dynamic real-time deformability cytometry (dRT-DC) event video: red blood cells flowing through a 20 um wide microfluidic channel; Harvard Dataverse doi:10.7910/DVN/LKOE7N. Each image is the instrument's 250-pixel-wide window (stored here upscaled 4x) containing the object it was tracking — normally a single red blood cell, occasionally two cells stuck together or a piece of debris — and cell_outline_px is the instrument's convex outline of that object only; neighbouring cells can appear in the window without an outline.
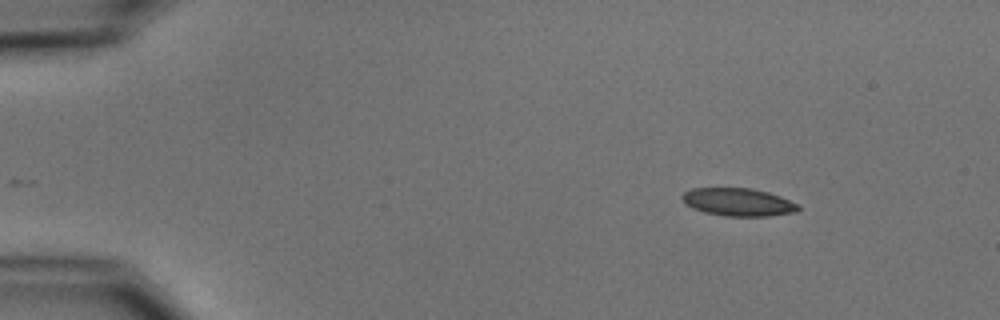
{"species": "common noctule bat (a hibernating species)", "species_latin": "Nyctalus noctula", "temperature_condition": "cold", "stored_images_in_passage": 4, "camera_frame_rate_fps": 3000, "um_per_image_px": 0.085, "animal": {"sex": "male", "body_mass_g": 15.6}, "frame": {"image": 1, "passage_image": 1, "time_ms": 0.0, "image_size_px": [1000, 320], "cell_outline_px": [[800, 208], [796, 212], [768, 216], [724, 216], [704, 212], [692, 208], [680, 196], [684, 192], [692, 188], [752, 188], [768, 192], [780, 196], [800, 204]], "centroid_in_image_um": [62.78, 17.18], "position_along_channel_um": 22.2, "area_um2": 18.9}}
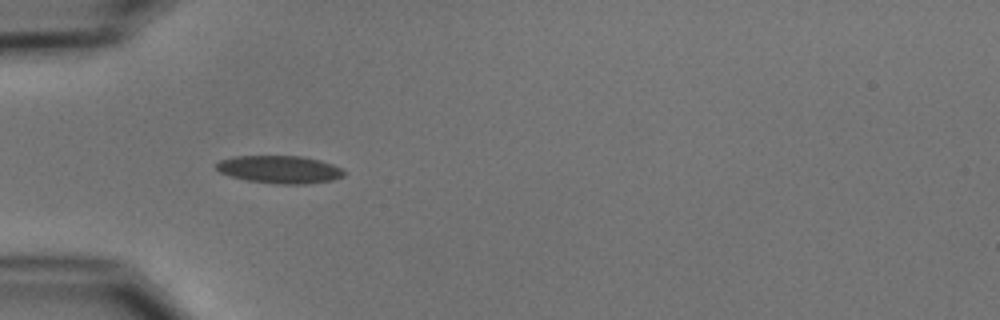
{"frame": {"image": 2, "passage_image": 4, "time_ms": 3.333, "image_size_px": [1000, 320], "cell_outline_px": [[344, 176], [332, 180], [304, 184], [280, 184], [248, 180], [232, 176], [220, 172], [216, 168], [216, 164], [220, 160], [236, 156], [300, 156], [320, 160], [332, 164], [340, 168], [344, 172]], "centroid_in_image_um": [23.78, 14.4], "position_along_channel_um": 61.2, "area_um2": 20.35}}